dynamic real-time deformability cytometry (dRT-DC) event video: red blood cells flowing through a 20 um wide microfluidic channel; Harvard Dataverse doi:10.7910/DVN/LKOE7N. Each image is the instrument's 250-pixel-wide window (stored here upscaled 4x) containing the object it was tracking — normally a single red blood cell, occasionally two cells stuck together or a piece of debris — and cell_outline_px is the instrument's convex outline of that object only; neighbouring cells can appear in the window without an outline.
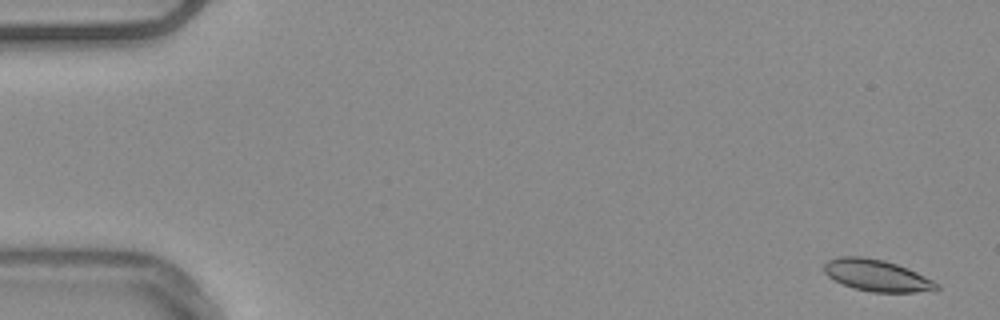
{"species": "common noctule bat (a hibernating species)", "species_latin": "Nyctalus noctula", "temperature_condition": "warm", "stored_images_in_passage": 55, "camera_frame_rate_fps": 3000, "um_per_image_px": 0.085, "animal": {"sex": "male", "body_mass_g": 20.4}, "frame": {"image": 1, "passage_image": 3, "time_ms": 0.667, "image_size_px": [1000, 320], "cell_outline_px": [[940, 288], [936, 292], [872, 292], [852, 288], [828, 276], [824, 272], [824, 264], [828, 260], [840, 256], [864, 256], [884, 260], [908, 268], [940, 284]], "centroid_in_image_um": [74.58, 23.42], "position_along_channel_um": 10.4, "area_um2": 20.92}}
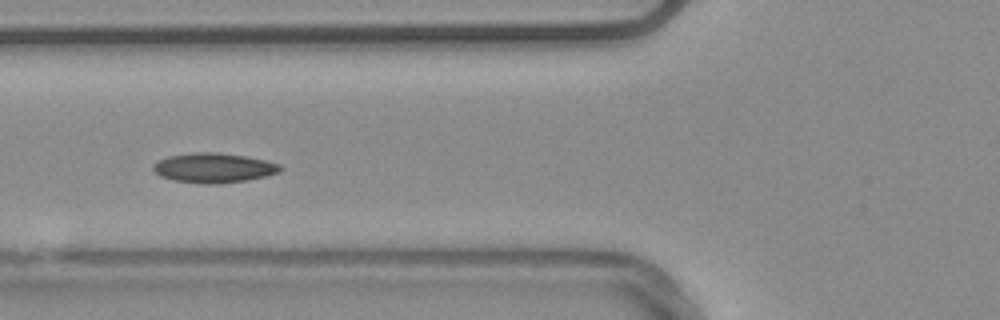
{"frame": {"image": 2, "passage_image": 22, "time_ms": 7.0, "image_size_px": [1000, 320], "cell_outline_px": [[284, 168], [280, 172], [248, 180], [220, 184], [204, 184], [172, 180], [160, 176], [152, 168], [152, 164], [168, 156], [196, 152], [216, 152], [248, 156], [280, 164]], "centroid_in_image_um": [18.18, 14.27], "position_along_channel_um": 107.6, "area_um2": 22.14}}
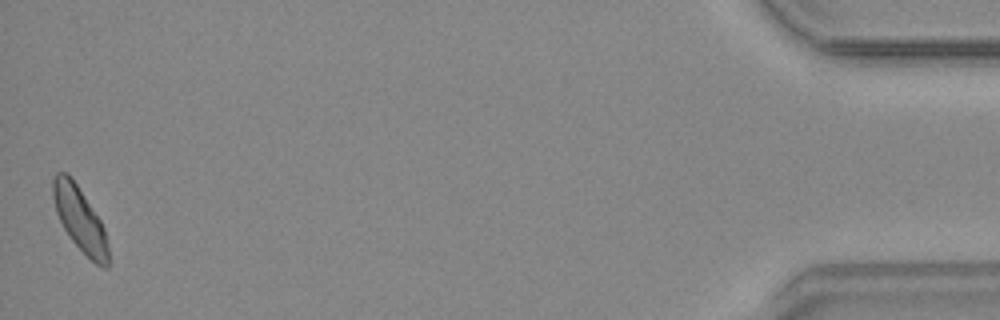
{"frame": {"image": 3, "passage_image": 55, "time_ms": 18.0, "image_size_px": [1000, 320], "cell_outline_px": [[108, 268], [104, 268], [96, 264], [72, 240], [64, 228], [56, 212], [52, 196], [52, 180], [56, 172], [68, 172], [100, 220], [104, 228], [108, 248]], "centroid_in_image_um": [6.77, 18.6], "position_along_channel_um": 428.4, "area_um2": 20.29}, "authors_computed_cell_mechanics": {"area_um2": 20.6346, "velocity_mm_per_s": 3.7399, "shape_relaxation_time_tau1_ms": 6.0016, "shape_relaxation_time_tau2_ms": null, "deformation_change_tau1": 0.1175, "deformation_change_tau2": null}}